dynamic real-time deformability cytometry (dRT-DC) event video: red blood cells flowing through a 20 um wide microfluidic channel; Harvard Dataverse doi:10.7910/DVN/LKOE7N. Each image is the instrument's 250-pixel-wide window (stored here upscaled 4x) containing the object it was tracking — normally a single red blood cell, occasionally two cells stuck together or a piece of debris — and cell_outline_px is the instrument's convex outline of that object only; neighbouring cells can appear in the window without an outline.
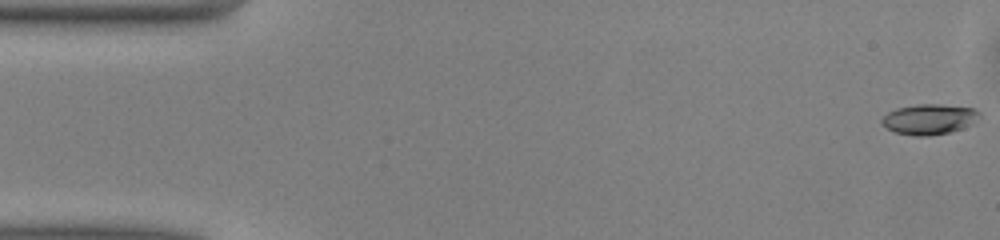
{"species": "common noctule bat (a hibernating species)", "species_latin": "Nyctalus noctula", "temperature_condition": "warm", "stored_images_in_passage": 50, "camera_frame_rate_fps": 3000, "um_per_image_px": 0.085, "animal": {"sex": "male", "body_mass_g": 13.0, "forearm_length_mm": 53.1}, "frame": {"image": 1, "passage_image": 1, "time_ms": 0.0, "image_size_px": [1000, 240], "cell_outline_px": [[980, 116], [968, 124], [960, 128], [948, 132], [928, 136], [916, 136], [896, 132], [880, 124], [880, 120], [888, 112], [896, 108], [916, 104], [940, 104], [976, 108], [980, 112]], "centroid_in_image_um": [78.94, 10.11], "position_along_channel_um": 6.1, "area_um2": 17.11}}
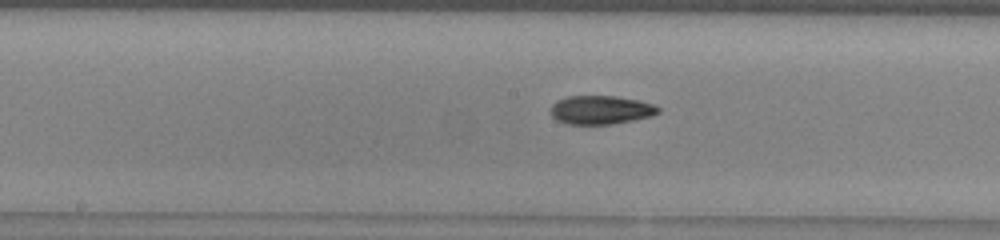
{"frame": {"image": 2, "passage_image": 25, "time_ms": 8.0, "image_size_px": [1000, 240], "cell_outline_px": [[660, 112], [652, 116], [612, 124], [568, 124], [556, 120], [552, 116], [552, 104], [556, 100], [568, 96], [616, 96], [640, 100], [652, 104], [660, 108]], "centroid_in_image_um": [51.08, 9.34], "position_along_channel_um": 197.1, "area_um2": 17.98}}
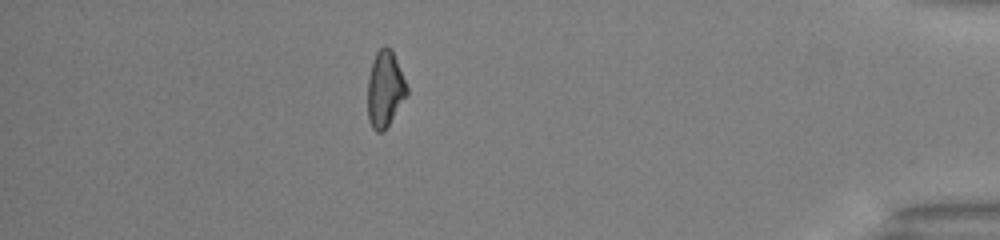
{"frame": {"image": 3, "passage_image": 44, "time_ms": 14.333, "image_size_px": [1000, 240], "cell_outline_px": [[408, 96], [384, 132], [376, 132], [372, 128], [368, 120], [368, 76], [372, 60], [376, 52], [384, 44], [392, 48], [408, 88]], "centroid_in_image_um": [32.73, 7.57], "position_along_channel_um": 402.5, "area_um2": 17.86}, "authors_computed_cell_mechanics": {"area_um2": 17.7157, "velocity_mm_per_s": 4.0844, "shape_relaxation_time_tau1_ms": 6.8402, "shape_relaxation_time_tau2_ms": 5.6975, "deformation_change_tau1": 0.186, "deformation_change_tau2": 0.1394}}